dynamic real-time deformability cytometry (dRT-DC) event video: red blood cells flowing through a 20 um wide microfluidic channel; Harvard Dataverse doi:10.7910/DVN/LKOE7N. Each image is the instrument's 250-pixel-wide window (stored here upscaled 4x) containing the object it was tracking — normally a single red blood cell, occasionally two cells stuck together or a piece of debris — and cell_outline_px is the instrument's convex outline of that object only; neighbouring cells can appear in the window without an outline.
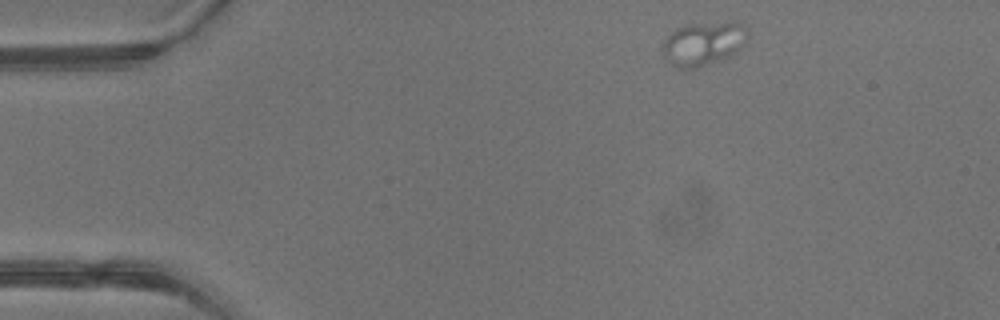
{"species": "common noctule bat (a hibernating species)", "species_latin": "Nyctalus noctula", "temperature_condition": "warm", "stored_images_in_passage": 2, "camera_frame_rate_fps": 3000, "um_per_image_px": 0.085, "animal": {"sex": "male", "body_mass_g": 13.3}, "frame": {"image": 1, "passage_image": 1, "time_ms": 0.0, "image_size_px": [1000, 320], "cell_outline_px": [[748, 24], [740, 48], [736, 52], [728, 56], [696, 68], [676, 68], [664, 60], [664, 40], [676, 28], [684, 24], [736, 20]], "centroid_in_image_um": [59.77, 3.65], "position_along_channel_um": 25.2, "area_um2": 21.73}}